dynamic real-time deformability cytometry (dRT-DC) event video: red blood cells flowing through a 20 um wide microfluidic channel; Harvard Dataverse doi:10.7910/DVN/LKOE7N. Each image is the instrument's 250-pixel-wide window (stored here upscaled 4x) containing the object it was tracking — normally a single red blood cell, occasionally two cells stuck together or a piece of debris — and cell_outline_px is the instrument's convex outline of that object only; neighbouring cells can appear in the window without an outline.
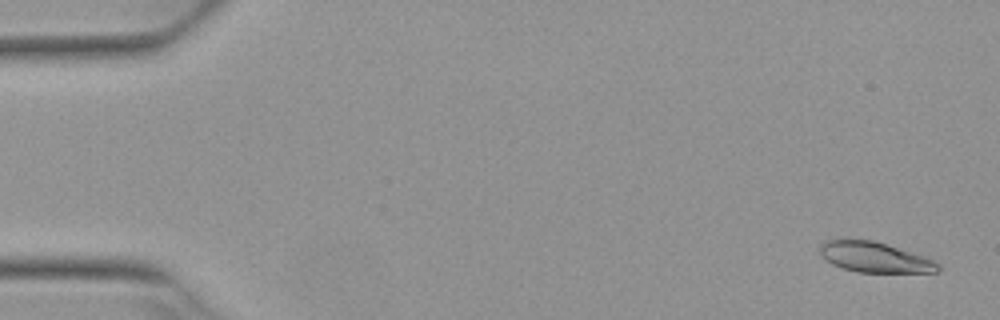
{"species": "Egyptian fruit bat (a non-hibernating species)", "species_latin": "Rousettus aegyptiacus", "temperature_condition": "warm", "stored_images_in_passage": 5, "camera_frame_rate_fps": 3000, "um_per_image_px": 0.085, "animal": {"sex": "female"}, "frame": {"image": 1, "passage_image": 1, "time_ms": 0.0, "image_size_px": [1000, 320], "cell_outline_px": [[940, 272], [856, 272], [840, 268], [832, 264], [820, 256], [820, 244], [824, 240], [872, 240], [924, 256], [940, 264]], "centroid_in_image_um": [74.32, 21.88], "position_along_channel_um": 10.7, "area_um2": 20.75}}
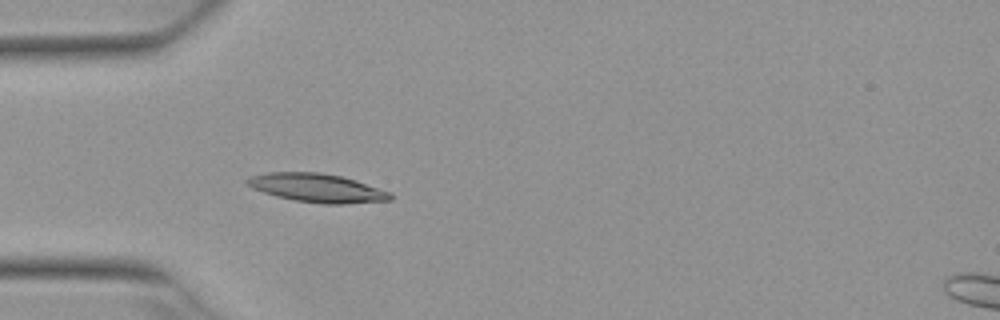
{"frame": {"image": 2, "passage_image": 5, "time_ms": 1.333, "image_size_px": [1000, 320], "cell_outline_px": [[392, 200], [344, 204], [324, 204], [296, 200], [276, 196], [252, 188], [244, 180], [248, 176], [268, 172], [320, 172], [340, 176], [356, 180], [392, 192]], "centroid_in_image_um": [26.96, 15.97], "position_along_channel_um": 58.0, "area_um2": 23.93}}